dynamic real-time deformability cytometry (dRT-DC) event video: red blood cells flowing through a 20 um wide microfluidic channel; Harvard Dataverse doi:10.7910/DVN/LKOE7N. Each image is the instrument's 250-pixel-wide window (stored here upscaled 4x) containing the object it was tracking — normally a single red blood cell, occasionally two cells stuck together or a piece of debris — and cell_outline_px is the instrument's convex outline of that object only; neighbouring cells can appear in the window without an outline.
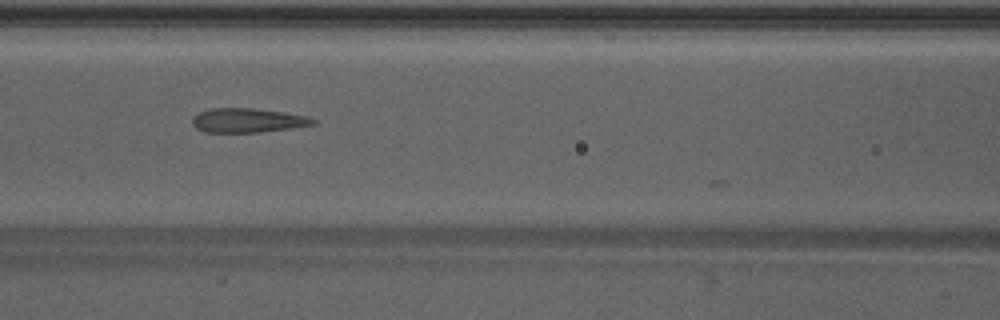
{"species": "Egyptian fruit bat (a non-hibernating species)", "species_latin": "Rousettus aegyptiacus", "temperature_condition": "warm", "stored_images_in_passage": 14, "camera_frame_rate_fps": 3000, "um_per_image_px": 0.085, "animal": {"sex": "male"}, "frame": {"image": 1, "passage_image": 8, "time_ms": 2.333, "image_size_px": [1000, 320], "cell_outline_px": [[320, 120], [316, 124], [292, 128], [260, 132], [204, 132], [196, 128], [192, 124], [192, 116], [208, 108], [252, 108], [284, 112], [308, 116]], "centroid_in_image_um": [21.08, 10.23], "position_along_channel_um": 145.5, "area_um2": 17.28}}
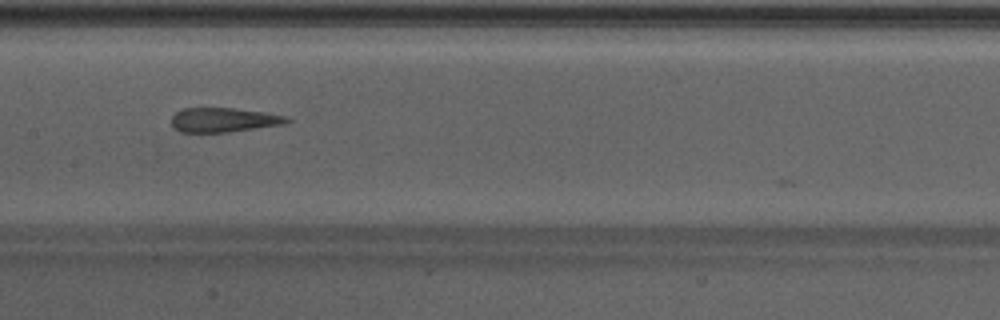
{"frame": {"image": 2, "passage_image": 11, "time_ms": 3.333, "image_size_px": [1000, 320], "cell_outline_px": [[292, 120], [284, 124], [228, 132], [180, 132], [172, 128], [172, 116], [176, 112], [184, 108], [232, 108], [264, 112], [288, 116]], "centroid_in_image_um": [19.01, 10.19], "position_along_channel_um": 188.4, "area_um2": 16.42}}